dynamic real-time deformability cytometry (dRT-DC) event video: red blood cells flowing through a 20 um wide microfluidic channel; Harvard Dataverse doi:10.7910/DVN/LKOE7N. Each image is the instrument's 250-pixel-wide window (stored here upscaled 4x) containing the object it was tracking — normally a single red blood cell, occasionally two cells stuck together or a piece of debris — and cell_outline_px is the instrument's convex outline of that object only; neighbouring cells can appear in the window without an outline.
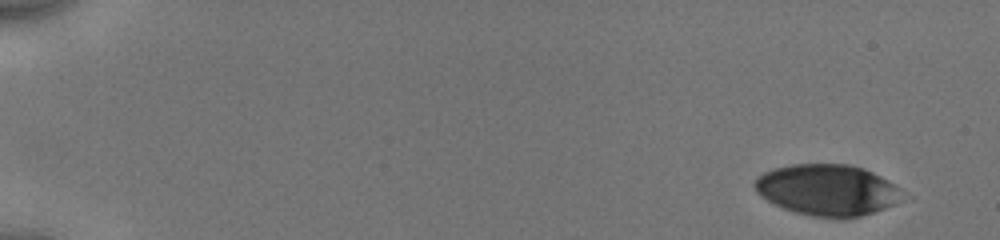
{"species": "human", "species_latin": "Homo sapiens", "temperature_condition": "cold", "stored_images_in_passage": 55, "camera_frame_rate_fps": 3000, "um_per_image_px": 0.085, "donor": {"sex": "male"}, "frame": {"image": 1, "passage_image": 1, "time_ms": 0.0, "image_size_px": [1000, 240], "cell_outline_px": [[912, 196], [896, 204], [860, 216], [844, 220], [840, 220], [812, 216], [796, 212], [784, 208], [760, 196], [756, 192], [752, 184], [756, 176], [772, 168], [792, 164], [848, 164], [864, 168], [888, 180]], "centroid_in_image_um": [70.38, 16.16], "position_along_channel_um": 14.6, "area_um2": 45.03}}
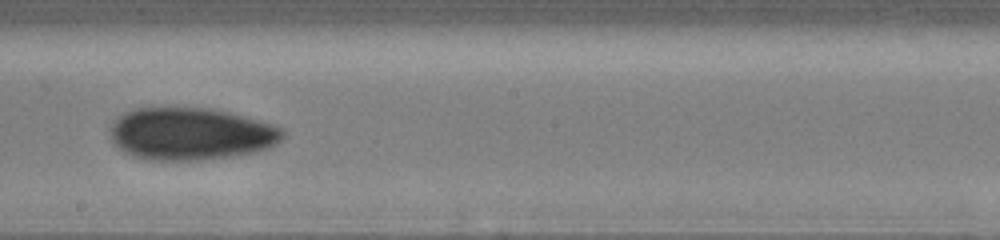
{"frame": {"image": 2, "passage_image": 32, "time_ms": 9.667, "image_size_px": [1000, 240], "cell_outline_px": [[284, 136], [276, 144], [268, 148], [256, 152], [232, 156], [200, 160], [152, 160], [136, 156], [124, 152], [112, 140], [112, 124], [116, 116], [132, 108], [212, 108], [232, 112], [272, 124], [284, 128]], "centroid_in_image_um": [16.25, 11.36], "position_along_channel_um": 232.0, "area_um2": 52.77}}
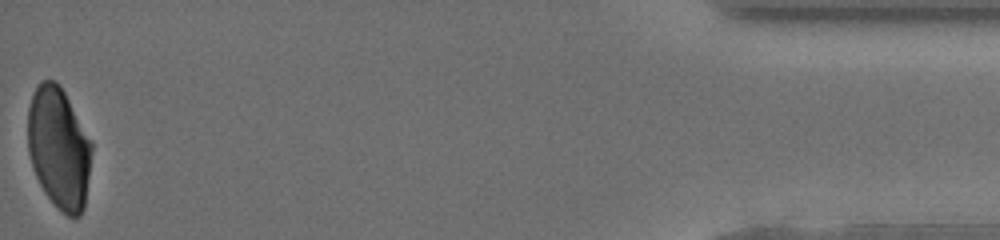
{"frame": {"image": 3, "passage_image": 55, "time_ms": 16.667, "image_size_px": [1000, 240], "cell_outline_px": [[92, 152], [84, 208], [80, 216], [68, 216], [56, 208], [44, 192], [36, 176], [28, 152], [28, 108], [36, 84], [40, 80], [56, 80], [64, 92], [92, 144]], "centroid_in_image_um": [4.99, 12.59], "position_along_channel_um": 430.2, "area_um2": 45.08}, "authors_computed_cell_mechanics": {"area_um2": 48.552, "velocity_mm_per_s": 3.9558, "shape_relaxation_time_tau1_ms": 4.6245, "shape_relaxation_time_tau2_ms": 2.8626, "deformation_change_tau1": 0.1322, "deformation_change_tau2": 0.0718}}